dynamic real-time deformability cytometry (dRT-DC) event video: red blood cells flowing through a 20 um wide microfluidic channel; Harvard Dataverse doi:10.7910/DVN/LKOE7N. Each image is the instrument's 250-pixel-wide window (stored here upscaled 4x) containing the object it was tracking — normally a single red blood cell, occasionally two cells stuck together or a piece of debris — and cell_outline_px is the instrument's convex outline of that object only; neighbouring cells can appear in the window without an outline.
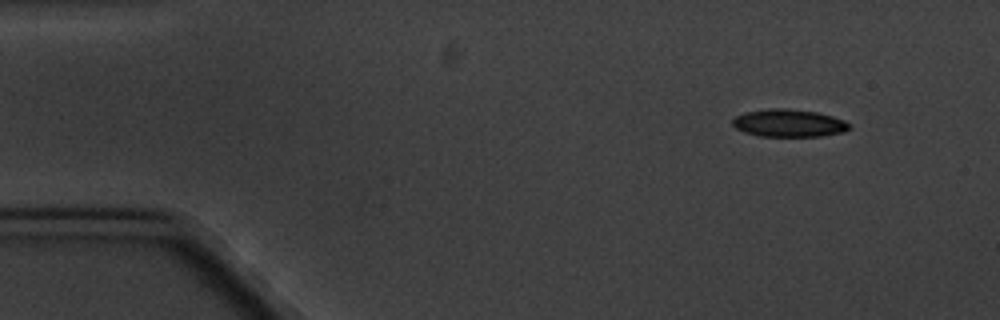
{"species": "common noctule bat (a hibernating species)", "species_latin": "Nyctalus noctula", "temperature_condition": "cold", "stored_images_in_passage": 5, "segment_of_instrument_passage": [1, 2], "camera_frame_rate_fps": 3000, "um_per_image_px": 0.085, "animal": {"sex": "male", "body_mass_g": 20.1, "forearm_length_mm": 53.5}, "frame": {"image": 1, "passage_image": 1, "time_ms": 0.0, "image_size_px": [1000, 320], "cell_outline_px": [[852, 124], [844, 132], [820, 136], [760, 136], [744, 132], [736, 128], [732, 124], [732, 120], [736, 116], [744, 112], [768, 108], [788, 108], [816, 112], [832, 116], [844, 120]], "centroid_in_image_um": [67.04, 10.45], "position_along_channel_um": 18.0, "area_um2": 18.84}}
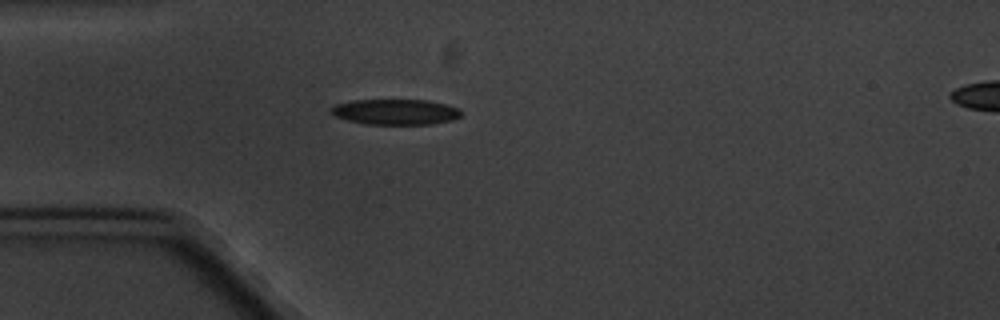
{"frame": {"image": 2, "passage_image": 4, "time_ms": 3.333, "image_size_px": [1000, 320], "cell_outline_px": [[460, 116], [452, 120], [432, 124], [364, 124], [348, 120], [336, 116], [328, 108], [336, 104], [352, 100], [428, 100], [460, 108]], "centroid_in_image_um": [33.61, 9.51], "position_along_channel_um": 51.4, "area_um2": 19.31}}